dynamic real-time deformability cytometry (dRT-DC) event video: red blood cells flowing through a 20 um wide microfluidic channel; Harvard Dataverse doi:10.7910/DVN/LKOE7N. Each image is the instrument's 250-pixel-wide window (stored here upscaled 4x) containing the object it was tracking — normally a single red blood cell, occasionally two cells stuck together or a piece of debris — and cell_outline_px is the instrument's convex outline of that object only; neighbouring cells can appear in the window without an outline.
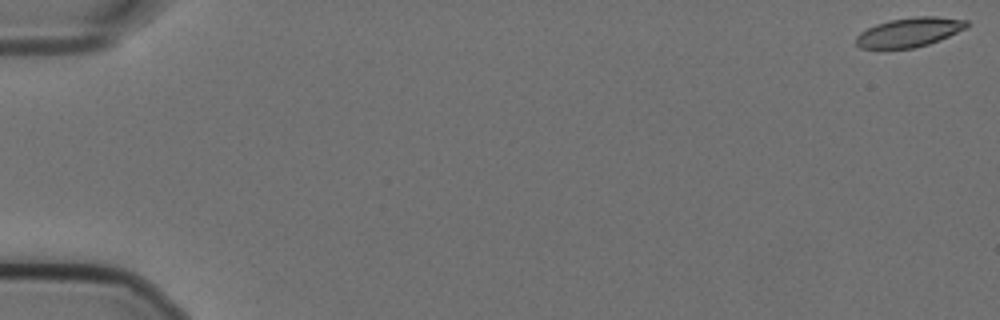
{"species": "Egyptian fruit bat (a non-hibernating species)", "species_latin": "Rousettus aegyptiacus", "temperature_condition": "cold", "stored_images_in_passage": 54, "camera_frame_rate_fps": 3000, "um_per_image_px": 0.085, "animal": {"sex": "female"}, "frame": {"image": 1, "passage_image": 1, "time_ms": 0.0, "image_size_px": [1000, 320], "cell_outline_px": [[968, 28], [928, 44], [912, 48], [860, 48], [856, 44], [856, 36], [860, 32], [876, 24], [888, 20], [916, 16], [936, 16], [968, 20]], "centroid_in_image_um": [77.3, 2.72], "position_along_channel_um": 7.7, "area_um2": 18.84}}
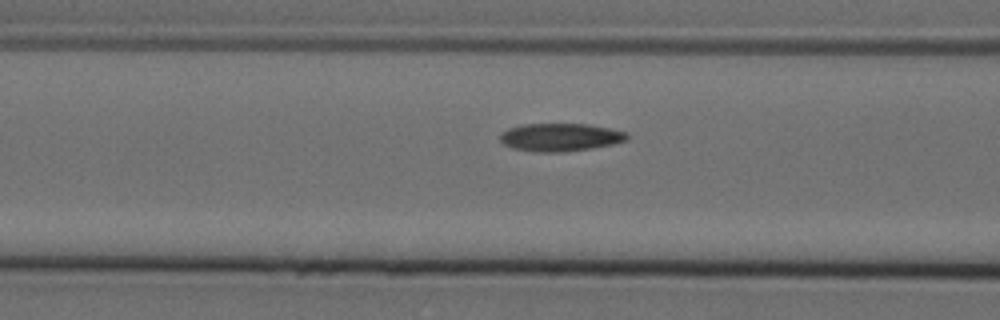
{"frame": {"image": 2, "passage_image": 24, "time_ms": 7.667, "image_size_px": [1000, 320], "cell_outline_px": [[628, 140], [612, 144], [592, 148], [564, 152], [536, 152], [512, 148], [504, 144], [500, 140], [500, 132], [508, 128], [524, 124], [588, 124], [628, 132]], "centroid_in_image_um": [47.61, 11.67], "position_along_channel_um": 119.0, "area_um2": 20.75}}
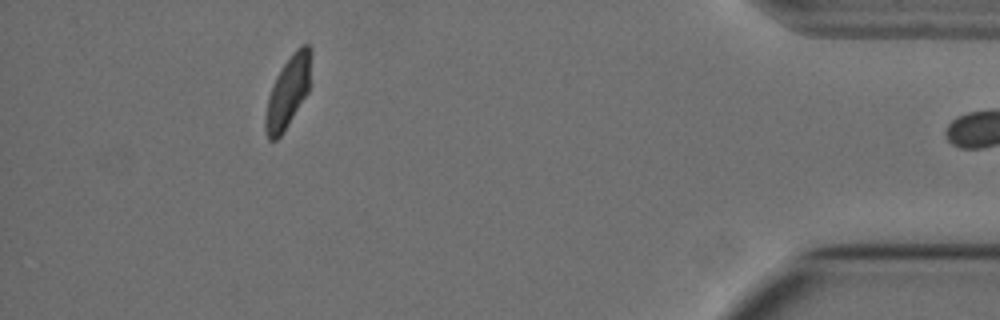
{"frame": {"image": 3, "passage_image": 53, "time_ms": 17.333, "image_size_px": [1000, 320], "cell_outline_px": [[312, 52], [308, 92], [284, 132], [276, 140], [268, 140], [264, 128], [264, 116], [268, 96], [276, 76], [292, 52], [300, 44], [308, 44], [312, 48]], "centroid_in_image_um": [24.47, 7.8], "position_along_channel_um": 410.7, "area_um2": 19.25}}